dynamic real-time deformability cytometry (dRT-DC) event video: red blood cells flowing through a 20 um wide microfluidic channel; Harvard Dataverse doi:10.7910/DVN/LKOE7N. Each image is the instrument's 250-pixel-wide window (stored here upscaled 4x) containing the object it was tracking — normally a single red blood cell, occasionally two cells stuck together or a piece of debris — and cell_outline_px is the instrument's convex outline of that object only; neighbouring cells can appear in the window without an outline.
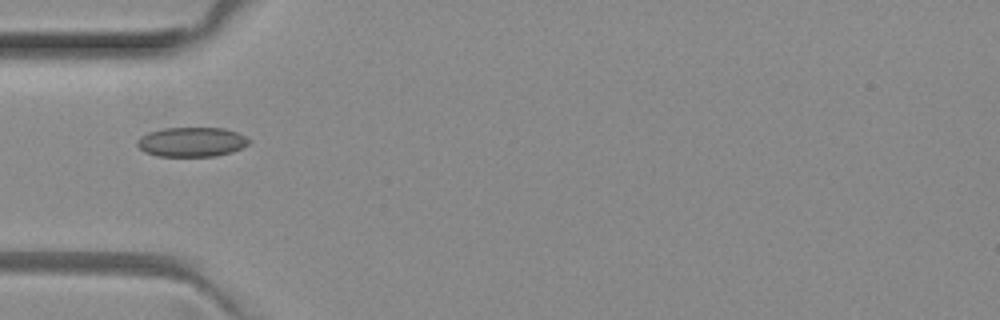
{"species": "common noctule bat (a hibernating species)", "species_latin": "Nyctalus noctula", "temperature_condition": "room temperature", "stored_images_in_passage": 5, "camera_frame_rate_fps": 3000, "um_per_image_px": 0.085, "animal": {"sex": "female", "body_mass_g": 29.2, "forearm_length_mm": 56.3}, "frame": {"image": 1, "passage_image": 5, "time_ms": 1.333, "image_size_px": [1000, 320], "cell_outline_px": [[252, 140], [248, 144], [232, 152], [216, 156], [156, 156], [144, 152], [136, 144], [136, 140], [140, 136], [148, 132], [164, 128], [224, 128], [236, 132]], "centroid_in_image_um": [16.26, 12.07], "position_along_channel_um": 68.7, "area_um2": 19.31}}